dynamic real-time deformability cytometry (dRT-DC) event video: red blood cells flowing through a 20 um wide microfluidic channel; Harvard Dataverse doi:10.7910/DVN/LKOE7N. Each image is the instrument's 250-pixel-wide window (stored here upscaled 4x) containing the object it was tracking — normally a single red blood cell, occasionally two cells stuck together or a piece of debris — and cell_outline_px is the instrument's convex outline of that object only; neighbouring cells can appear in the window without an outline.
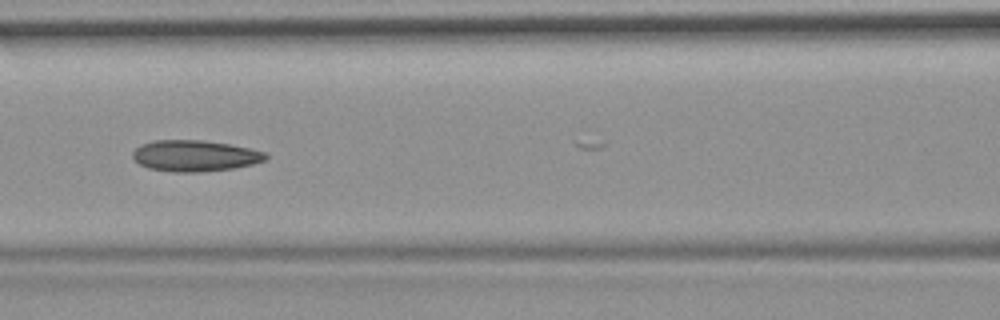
{"species": "common noctule bat (a hibernating species)", "species_latin": "Nyctalus noctula", "temperature_condition": "room temperature", "stored_images_in_passage": 8, "camera_frame_rate_fps": 3000, "um_per_image_px": 0.085, "animal": {"sex": "female", "body_mass_g": 19.9}, "frame": {"image": 1, "passage_image": 7, "time_ms": 2.0, "image_size_px": [1000, 320], "cell_outline_px": [[268, 156], [264, 160], [252, 164], [236, 168], [200, 172], [172, 172], [148, 168], [140, 164], [132, 156], [132, 152], [140, 144], [156, 140], [200, 140], [228, 144], [248, 148], [264, 152]], "centroid_in_image_um": [16.53, 13.25], "position_along_channel_um": 150.1, "area_um2": 24.04}}